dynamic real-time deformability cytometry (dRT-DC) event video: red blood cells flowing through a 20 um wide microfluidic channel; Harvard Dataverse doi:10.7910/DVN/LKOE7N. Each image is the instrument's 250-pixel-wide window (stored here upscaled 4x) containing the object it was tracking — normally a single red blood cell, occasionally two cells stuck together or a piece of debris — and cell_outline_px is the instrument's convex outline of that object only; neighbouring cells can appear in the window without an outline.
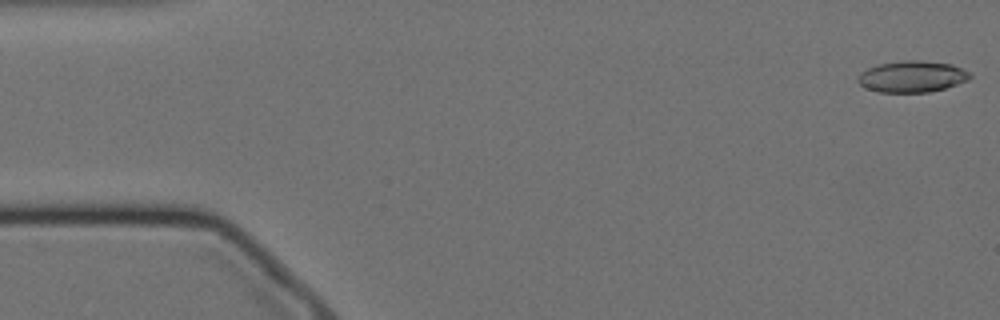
{"species": "Egyptian fruit bat (a non-hibernating species)", "species_latin": "Rousettus aegyptiacus", "temperature_condition": "cold", "stored_images_in_passage": 53, "camera_frame_rate_fps": 3000, "um_per_image_px": 0.085, "animal": {"sex": "female"}, "frame": {"image": 1, "passage_image": 1, "time_ms": 0.0, "image_size_px": [1000, 320], "cell_outline_px": [[972, 76], [968, 80], [944, 88], [928, 92], [876, 92], [860, 84], [856, 80], [856, 76], [860, 72], [868, 68], [880, 64], [904, 60], [924, 60], [952, 64], [972, 72]], "centroid_in_image_um": [77.53, 6.5], "position_along_channel_um": 7.5, "area_um2": 20.63}}
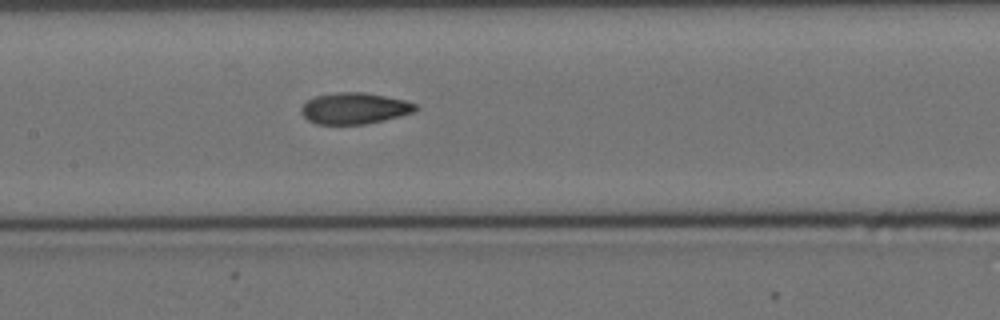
{"frame": {"image": 2, "passage_image": 26, "time_ms": 8.333, "image_size_px": [1000, 320], "cell_outline_px": [[420, 108], [412, 112], [400, 116], [384, 120], [364, 124], [316, 124], [308, 120], [300, 112], [300, 108], [308, 100], [316, 96], [336, 92], [364, 92], [404, 100], [416, 104]], "centroid_in_image_um": [30.12, 9.21], "position_along_channel_um": 177.3, "area_um2": 20.75}}
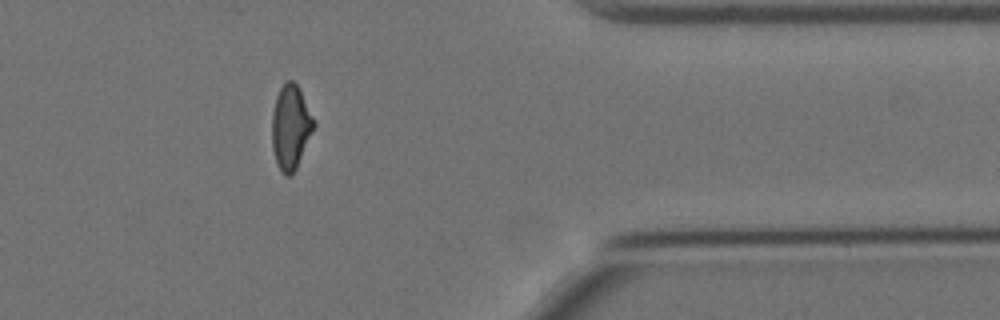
{"frame": {"image": 3, "passage_image": 46, "time_ms": 15.0, "image_size_px": [1000, 320], "cell_outline_px": [[316, 124], [296, 168], [292, 176], [284, 176], [276, 164], [272, 148], [272, 112], [276, 96], [280, 88], [288, 80], [292, 80], [296, 84], [316, 120]], "centroid_in_image_um": [24.7, 10.83], "position_along_channel_um": 386.7, "area_um2": 20.63}, "authors_computed_cell_mechanics": {"area_um2": 20.7502, "velocity_mm_per_s": 3.4831, "shape_relaxation_time_tau1_ms": 5.8802, "shape_relaxation_time_tau2_ms": 2.3049, "deformation_change_tau1": 0.1692, "deformation_change_tau2": 0.0802}}